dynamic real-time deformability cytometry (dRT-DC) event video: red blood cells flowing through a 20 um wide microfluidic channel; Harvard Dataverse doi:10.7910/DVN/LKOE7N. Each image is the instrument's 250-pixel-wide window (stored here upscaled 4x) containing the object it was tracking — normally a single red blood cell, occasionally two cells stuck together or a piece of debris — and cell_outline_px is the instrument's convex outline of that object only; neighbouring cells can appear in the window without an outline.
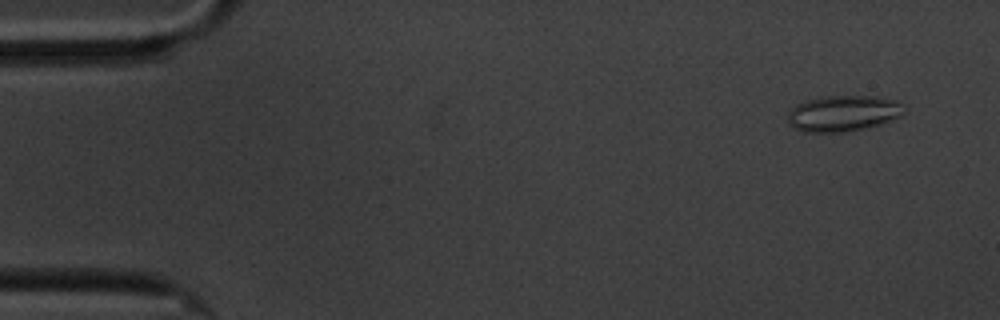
{"species": "common noctule bat (a hibernating species)", "species_latin": "Nyctalus noctula", "temperature_condition": "cold", "stored_images_in_passage": 4, "segment_of_instrument_passage": [1, 2], "camera_frame_rate_fps": 3000, "um_per_image_px": 0.085, "animal": {"sex": "male", "body_mass_g": 20.1, "forearm_length_mm": 53.5}, "frame": {"image": 1, "passage_image": 1, "time_ms": 0.0, "image_size_px": [1000, 320], "cell_outline_px": [[904, 112], [900, 116], [892, 120], [868, 128], [848, 132], [804, 132], [788, 124], [784, 116], [796, 104], [804, 100], [820, 96], [876, 96], [896, 100], [900, 104]], "centroid_in_image_um": [71.61, 9.64], "position_along_channel_um": 13.4, "area_um2": 24.8}}